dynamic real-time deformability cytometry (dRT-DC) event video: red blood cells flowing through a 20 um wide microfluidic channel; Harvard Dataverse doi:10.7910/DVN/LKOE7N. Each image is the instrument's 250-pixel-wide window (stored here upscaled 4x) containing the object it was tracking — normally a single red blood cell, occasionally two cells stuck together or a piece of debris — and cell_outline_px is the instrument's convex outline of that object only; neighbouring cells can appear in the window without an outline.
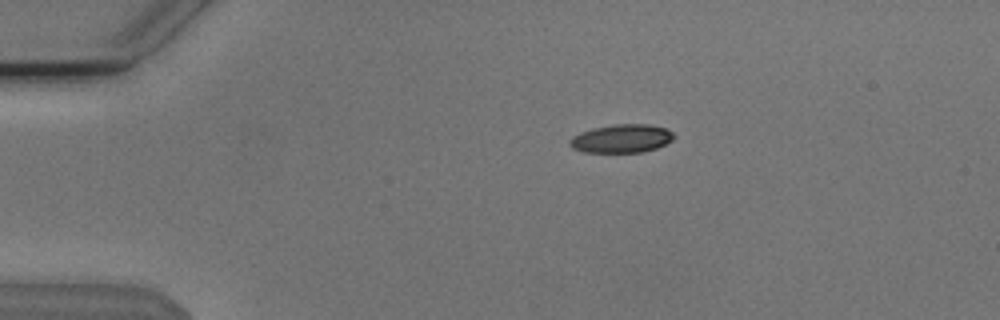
{"species": "Egyptian fruit bat (a non-hibernating species)", "species_latin": "Rousettus aegyptiacus", "temperature_condition": "cold", "stored_images_in_passage": 6, "camera_frame_rate_fps": 3000, "um_per_image_px": 0.085, "animal": {"sex": "male"}, "frame": {"image": 1, "passage_image": 3, "time_ms": 0.667, "image_size_px": [1000, 320], "cell_outline_px": [[676, 136], [672, 140], [656, 148], [640, 152], [584, 152], [572, 148], [568, 144], [568, 140], [572, 136], [580, 132], [592, 128], [616, 124], [648, 124], [664, 128], [672, 132]], "centroid_in_image_um": [52.79, 11.77], "position_along_channel_um": 32.2, "area_um2": 17.22}}